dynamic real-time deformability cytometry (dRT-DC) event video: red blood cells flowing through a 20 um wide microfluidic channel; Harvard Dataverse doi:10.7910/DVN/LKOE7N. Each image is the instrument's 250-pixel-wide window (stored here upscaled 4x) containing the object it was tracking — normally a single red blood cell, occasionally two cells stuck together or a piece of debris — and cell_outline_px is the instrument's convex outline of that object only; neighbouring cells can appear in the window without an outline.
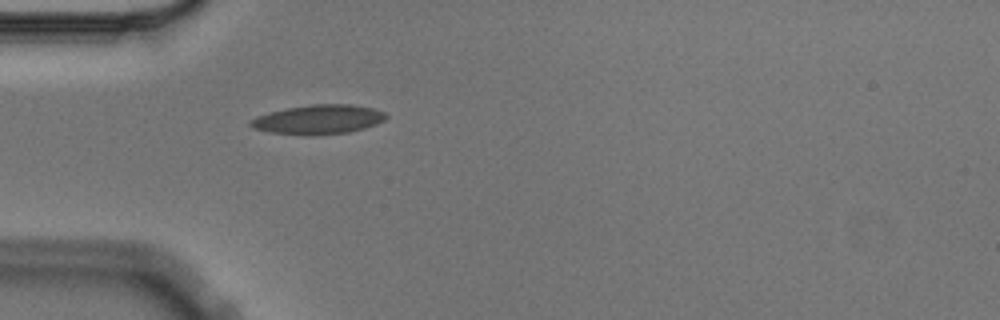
{"species": "Egyptian fruit bat (a non-hibernating species)", "species_latin": "Rousettus aegyptiacus", "temperature_condition": "cold", "stored_images_in_passage": 1, "camera_frame_rate_fps": 3000, "um_per_image_px": 0.085, "animal": {"sex": "male"}, "frame": {"image": 1, "passage_image": 1, "time_ms": 0.0, "image_size_px": [1000, 320], "cell_outline_px": [[388, 116], [384, 120], [376, 124], [364, 128], [348, 132], [304, 136], [268, 132], [252, 128], [248, 124], [256, 116], [268, 112], [288, 108], [312, 104], [352, 104], [372, 108], [384, 112]], "centroid_in_image_um": [27.03, 10.16], "position_along_channel_um": 58.0, "area_um2": 23.24}}